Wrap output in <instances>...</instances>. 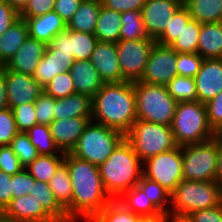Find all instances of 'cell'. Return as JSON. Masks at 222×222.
<instances>
[{"mask_svg": "<svg viewBox=\"0 0 222 222\" xmlns=\"http://www.w3.org/2000/svg\"><path fill=\"white\" fill-rule=\"evenodd\" d=\"M101 4V0H83L67 22V29L94 34Z\"/></svg>", "mask_w": 222, "mask_h": 222, "instance_id": "cell-26", "label": "cell"}, {"mask_svg": "<svg viewBox=\"0 0 222 222\" xmlns=\"http://www.w3.org/2000/svg\"><path fill=\"white\" fill-rule=\"evenodd\" d=\"M12 176L0 170V213L12 200Z\"/></svg>", "mask_w": 222, "mask_h": 222, "instance_id": "cell-55", "label": "cell"}, {"mask_svg": "<svg viewBox=\"0 0 222 222\" xmlns=\"http://www.w3.org/2000/svg\"><path fill=\"white\" fill-rule=\"evenodd\" d=\"M170 213L160 211L154 215L140 216L138 222H167Z\"/></svg>", "mask_w": 222, "mask_h": 222, "instance_id": "cell-58", "label": "cell"}, {"mask_svg": "<svg viewBox=\"0 0 222 222\" xmlns=\"http://www.w3.org/2000/svg\"><path fill=\"white\" fill-rule=\"evenodd\" d=\"M197 101L207 103L222 91V58L204 59L194 77Z\"/></svg>", "mask_w": 222, "mask_h": 222, "instance_id": "cell-16", "label": "cell"}, {"mask_svg": "<svg viewBox=\"0 0 222 222\" xmlns=\"http://www.w3.org/2000/svg\"><path fill=\"white\" fill-rule=\"evenodd\" d=\"M177 52L170 46L155 43L139 81L166 86L177 76Z\"/></svg>", "mask_w": 222, "mask_h": 222, "instance_id": "cell-12", "label": "cell"}, {"mask_svg": "<svg viewBox=\"0 0 222 222\" xmlns=\"http://www.w3.org/2000/svg\"><path fill=\"white\" fill-rule=\"evenodd\" d=\"M203 60L198 53H177V75L194 78Z\"/></svg>", "mask_w": 222, "mask_h": 222, "instance_id": "cell-43", "label": "cell"}, {"mask_svg": "<svg viewBox=\"0 0 222 222\" xmlns=\"http://www.w3.org/2000/svg\"><path fill=\"white\" fill-rule=\"evenodd\" d=\"M0 222H10L9 220L3 218L1 215H0Z\"/></svg>", "mask_w": 222, "mask_h": 222, "instance_id": "cell-63", "label": "cell"}, {"mask_svg": "<svg viewBox=\"0 0 222 222\" xmlns=\"http://www.w3.org/2000/svg\"><path fill=\"white\" fill-rule=\"evenodd\" d=\"M167 222H190L186 217L170 215Z\"/></svg>", "mask_w": 222, "mask_h": 222, "instance_id": "cell-61", "label": "cell"}, {"mask_svg": "<svg viewBox=\"0 0 222 222\" xmlns=\"http://www.w3.org/2000/svg\"><path fill=\"white\" fill-rule=\"evenodd\" d=\"M58 203L66 210L72 204V183L67 165L63 162L49 181Z\"/></svg>", "mask_w": 222, "mask_h": 222, "instance_id": "cell-31", "label": "cell"}, {"mask_svg": "<svg viewBox=\"0 0 222 222\" xmlns=\"http://www.w3.org/2000/svg\"><path fill=\"white\" fill-rule=\"evenodd\" d=\"M182 166V146L177 145L143 161L142 172L145 178L158 182L172 193L183 180Z\"/></svg>", "mask_w": 222, "mask_h": 222, "instance_id": "cell-10", "label": "cell"}, {"mask_svg": "<svg viewBox=\"0 0 222 222\" xmlns=\"http://www.w3.org/2000/svg\"><path fill=\"white\" fill-rule=\"evenodd\" d=\"M19 13L24 9L29 0H6Z\"/></svg>", "mask_w": 222, "mask_h": 222, "instance_id": "cell-60", "label": "cell"}, {"mask_svg": "<svg viewBox=\"0 0 222 222\" xmlns=\"http://www.w3.org/2000/svg\"><path fill=\"white\" fill-rule=\"evenodd\" d=\"M8 108L34 103L43 92V87L34 76L8 70L5 67Z\"/></svg>", "mask_w": 222, "mask_h": 222, "instance_id": "cell-14", "label": "cell"}, {"mask_svg": "<svg viewBox=\"0 0 222 222\" xmlns=\"http://www.w3.org/2000/svg\"><path fill=\"white\" fill-rule=\"evenodd\" d=\"M171 130L178 146L202 143L215 137L206 105L199 101L177 102Z\"/></svg>", "mask_w": 222, "mask_h": 222, "instance_id": "cell-4", "label": "cell"}, {"mask_svg": "<svg viewBox=\"0 0 222 222\" xmlns=\"http://www.w3.org/2000/svg\"><path fill=\"white\" fill-rule=\"evenodd\" d=\"M49 45L57 52L63 54H70L69 47V29L61 31L52 38Z\"/></svg>", "mask_w": 222, "mask_h": 222, "instance_id": "cell-56", "label": "cell"}, {"mask_svg": "<svg viewBox=\"0 0 222 222\" xmlns=\"http://www.w3.org/2000/svg\"><path fill=\"white\" fill-rule=\"evenodd\" d=\"M120 41L151 39L144 26L141 11H127L121 13Z\"/></svg>", "mask_w": 222, "mask_h": 222, "instance_id": "cell-34", "label": "cell"}, {"mask_svg": "<svg viewBox=\"0 0 222 222\" xmlns=\"http://www.w3.org/2000/svg\"><path fill=\"white\" fill-rule=\"evenodd\" d=\"M56 0H29L20 12V18H34L54 11Z\"/></svg>", "mask_w": 222, "mask_h": 222, "instance_id": "cell-49", "label": "cell"}, {"mask_svg": "<svg viewBox=\"0 0 222 222\" xmlns=\"http://www.w3.org/2000/svg\"><path fill=\"white\" fill-rule=\"evenodd\" d=\"M29 37L28 26L19 18L0 36V67L5 66Z\"/></svg>", "mask_w": 222, "mask_h": 222, "instance_id": "cell-24", "label": "cell"}, {"mask_svg": "<svg viewBox=\"0 0 222 222\" xmlns=\"http://www.w3.org/2000/svg\"><path fill=\"white\" fill-rule=\"evenodd\" d=\"M11 110L19 132H27L34 125L38 124L34 103L16 106Z\"/></svg>", "mask_w": 222, "mask_h": 222, "instance_id": "cell-44", "label": "cell"}, {"mask_svg": "<svg viewBox=\"0 0 222 222\" xmlns=\"http://www.w3.org/2000/svg\"><path fill=\"white\" fill-rule=\"evenodd\" d=\"M43 91L51 95L54 99L65 98L76 93L69 71L56 75L43 87Z\"/></svg>", "mask_w": 222, "mask_h": 222, "instance_id": "cell-42", "label": "cell"}, {"mask_svg": "<svg viewBox=\"0 0 222 222\" xmlns=\"http://www.w3.org/2000/svg\"><path fill=\"white\" fill-rule=\"evenodd\" d=\"M5 66L0 67V110L8 108Z\"/></svg>", "mask_w": 222, "mask_h": 222, "instance_id": "cell-57", "label": "cell"}, {"mask_svg": "<svg viewBox=\"0 0 222 222\" xmlns=\"http://www.w3.org/2000/svg\"><path fill=\"white\" fill-rule=\"evenodd\" d=\"M138 186L160 211L169 213L171 193L168 190L158 182L145 178L143 175Z\"/></svg>", "mask_w": 222, "mask_h": 222, "instance_id": "cell-40", "label": "cell"}, {"mask_svg": "<svg viewBox=\"0 0 222 222\" xmlns=\"http://www.w3.org/2000/svg\"><path fill=\"white\" fill-rule=\"evenodd\" d=\"M28 26L29 37L42 41L47 45L61 31L67 29V22L55 11L34 18H22Z\"/></svg>", "mask_w": 222, "mask_h": 222, "instance_id": "cell-22", "label": "cell"}, {"mask_svg": "<svg viewBox=\"0 0 222 222\" xmlns=\"http://www.w3.org/2000/svg\"><path fill=\"white\" fill-rule=\"evenodd\" d=\"M26 133L39 155L65 154L56 146L49 125L36 124Z\"/></svg>", "mask_w": 222, "mask_h": 222, "instance_id": "cell-36", "label": "cell"}, {"mask_svg": "<svg viewBox=\"0 0 222 222\" xmlns=\"http://www.w3.org/2000/svg\"><path fill=\"white\" fill-rule=\"evenodd\" d=\"M124 138L121 131L91 120L70 153L99 167Z\"/></svg>", "mask_w": 222, "mask_h": 222, "instance_id": "cell-7", "label": "cell"}, {"mask_svg": "<svg viewBox=\"0 0 222 222\" xmlns=\"http://www.w3.org/2000/svg\"><path fill=\"white\" fill-rule=\"evenodd\" d=\"M139 217L118 199H112L90 222H138Z\"/></svg>", "mask_w": 222, "mask_h": 222, "instance_id": "cell-35", "label": "cell"}, {"mask_svg": "<svg viewBox=\"0 0 222 222\" xmlns=\"http://www.w3.org/2000/svg\"><path fill=\"white\" fill-rule=\"evenodd\" d=\"M23 168L19 158L9 145L0 146V170L12 176L19 173Z\"/></svg>", "mask_w": 222, "mask_h": 222, "instance_id": "cell-48", "label": "cell"}, {"mask_svg": "<svg viewBox=\"0 0 222 222\" xmlns=\"http://www.w3.org/2000/svg\"><path fill=\"white\" fill-rule=\"evenodd\" d=\"M191 19L192 17L190 16L189 11L184 5H182L170 19L163 34L155 42L160 45L170 46L178 39Z\"/></svg>", "mask_w": 222, "mask_h": 222, "instance_id": "cell-37", "label": "cell"}, {"mask_svg": "<svg viewBox=\"0 0 222 222\" xmlns=\"http://www.w3.org/2000/svg\"><path fill=\"white\" fill-rule=\"evenodd\" d=\"M18 132L12 110L10 108L0 110V146L10 145Z\"/></svg>", "mask_w": 222, "mask_h": 222, "instance_id": "cell-45", "label": "cell"}, {"mask_svg": "<svg viewBox=\"0 0 222 222\" xmlns=\"http://www.w3.org/2000/svg\"><path fill=\"white\" fill-rule=\"evenodd\" d=\"M20 18V13L6 0H0V36Z\"/></svg>", "mask_w": 222, "mask_h": 222, "instance_id": "cell-53", "label": "cell"}, {"mask_svg": "<svg viewBox=\"0 0 222 222\" xmlns=\"http://www.w3.org/2000/svg\"><path fill=\"white\" fill-rule=\"evenodd\" d=\"M43 208L57 221L68 222L66 210L58 203L54 193L49 187V183L40 182L35 180L32 192H30Z\"/></svg>", "mask_w": 222, "mask_h": 222, "instance_id": "cell-29", "label": "cell"}, {"mask_svg": "<svg viewBox=\"0 0 222 222\" xmlns=\"http://www.w3.org/2000/svg\"><path fill=\"white\" fill-rule=\"evenodd\" d=\"M65 154L38 155L26 168L40 182L49 183L58 167L64 162Z\"/></svg>", "mask_w": 222, "mask_h": 222, "instance_id": "cell-30", "label": "cell"}, {"mask_svg": "<svg viewBox=\"0 0 222 222\" xmlns=\"http://www.w3.org/2000/svg\"><path fill=\"white\" fill-rule=\"evenodd\" d=\"M201 23L191 19L178 39L170 45L177 53H198Z\"/></svg>", "mask_w": 222, "mask_h": 222, "instance_id": "cell-39", "label": "cell"}, {"mask_svg": "<svg viewBox=\"0 0 222 222\" xmlns=\"http://www.w3.org/2000/svg\"><path fill=\"white\" fill-rule=\"evenodd\" d=\"M9 146L19 158V162L24 168L39 155L26 132H18Z\"/></svg>", "mask_w": 222, "mask_h": 222, "instance_id": "cell-41", "label": "cell"}, {"mask_svg": "<svg viewBox=\"0 0 222 222\" xmlns=\"http://www.w3.org/2000/svg\"><path fill=\"white\" fill-rule=\"evenodd\" d=\"M155 43L153 39L123 40L116 43L122 82L140 80Z\"/></svg>", "mask_w": 222, "mask_h": 222, "instance_id": "cell-11", "label": "cell"}, {"mask_svg": "<svg viewBox=\"0 0 222 222\" xmlns=\"http://www.w3.org/2000/svg\"><path fill=\"white\" fill-rule=\"evenodd\" d=\"M46 48V43L28 37L5 67L11 71L33 76Z\"/></svg>", "mask_w": 222, "mask_h": 222, "instance_id": "cell-19", "label": "cell"}, {"mask_svg": "<svg viewBox=\"0 0 222 222\" xmlns=\"http://www.w3.org/2000/svg\"><path fill=\"white\" fill-rule=\"evenodd\" d=\"M186 218L190 222H222V203L213 208L190 213Z\"/></svg>", "mask_w": 222, "mask_h": 222, "instance_id": "cell-51", "label": "cell"}, {"mask_svg": "<svg viewBox=\"0 0 222 222\" xmlns=\"http://www.w3.org/2000/svg\"><path fill=\"white\" fill-rule=\"evenodd\" d=\"M182 5L183 0H146L141 13L148 36L156 41Z\"/></svg>", "mask_w": 222, "mask_h": 222, "instance_id": "cell-13", "label": "cell"}, {"mask_svg": "<svg viewBox=\"0 0 222 222\" xmlns=\"http://www.w3.org/2000/svg\"><path fill=\"white\" fill-rule=\"evenodd\" d=\"M216 182L222 187V145L218 141V157L216 167Z\"/></svg>", "mask_w": 222, "mask_h": 222, "instance_id": "cell-59", "label": "cell"}, {"mask_svg": "<svg viewBox=\"0 0 222 222\" xmlns=\"http://www.w3.org/2000/svg\"><path fill=\"white\" fill-rule=\"evenodd\" d=\"M183 180L216 181L218 139L182 146Z\"/></svg>", "mask_w": 222, "mask_h": 222, "instance_id": "cell-9", "label": "cell"}, {"mask_svg": "<svg viewBox=\"0 0 222 222\" xmlns=\"http://www.w3.org/2000/svg\"><path fill=\"white\" fill-rule=\"evenodd\" d=\"M90 61L104 83L122 82L116 43L98 41Z\"/></svg>", "mask_w": 222, "mask_h": 222, "instance_id": "cell-17", "label": "cell"}, {"mask_svg": "<svg viewBox=\"0 0 222 222\" xmlns=\"http://www.w3.org/2000/svg\"><path fill=\"white\" fill-rule=\"evenodd\" d=\"M134 152L143 162L176 147L171 126L137 119L125 134Z\"/></svg>", "mask_w": 222, "mask_h": 222, "instance_id": "cell-8", "label": "cell"}, {"mask_svg": "<svg viewBox=\"0 0 222 222\" xmlns=\"http://www.w3.org/2000/svg\"><path fill=\"white\" fill-rule=\"evenodd\" d=\"M53 120L73 117L92 118V98L75 93L65 98L55 99Z\"/></svg>", "mask_w": 222, "mask_h": 222, "instance_id": "cell-23", "label": "cell"}, {"mask_svg": "<svg viewBox=\"0 0 222 222\" xmlns=\"http://www.w3.org/2000/svg\"><path fill=\"white\" fill-rule=\"evenodd\" d=\"M72 54L57 53L49 44L34 72V79L46 86L56 75L69 71L74 63Z\"/></svg>", "mask_w": 222, "mask_h": 222, "instance_id": "cell-20", "label": "cell"}, {"mask_svg": "<svg viewBox=\"0 0 222 222\" xmlns=\"http://www.w3.org/2000/svg\"><path fill=\"white\" fill-rule=\"evenodd\" d=\"M222 203V187L216 181L182 180L171 193L169 213L187 217L198 210L209 209Z\"/></svg>", "mask_w": 222, "mask_h": 222, "instance_id": "cell-5", "label": "cell"}, {"mask_svg": "<svg viewBox=\"0 0 222 222\" xmlns=\"http://www.w3.org/2000/svg\"><path fill=\"white\" fill-rule=\"evenodd\" d=\"M215 132H222V125Z\"/></svg>", "mask_w": 222, "mask_h": 222, "instance_id": "cell-64", "label": "cell"}, {"mask_svg": "<svg viewBox=\"0 0 222 222\" xmlns=\"http://www.w3.org/2000/svg\"><path fill=\"white\" fill-rule=\"evenodd\" d=\"M64 163L72 183V204L66 209L68 222H90L111 200L99 167L65 153Z\"/></svg>", "mask_w": 222, "mask_h": 222, "instance_id": "cell-1", "label": "cell"}, {"mask_svg": "<svg viewBox=\"0 0 222 222\" xmlns=\"http://www.w3.org/2000/svg\"><path fill=\"white\" fill-rule=\"evenodd\" d=\"M83 0H56L54 4V11L60 17L68 22L74 13L78 10Z\"/></svg>", "mask_w": 222, "mask_h": 222, "instance_id": "cell-54", "label": "cell"}, {"mask_svg": "<svg viewBox=\"0 0 222 222\" xmlns=\"http://www.w3.org/2000/svg\"><path fill=\"white\" fill-rule=\"evenodd\" d=\"M102 5L116 12L141 11L146 0H101Z\"/></svg>", "mask_w": 222, "mask_h": 222, "instance_id": "cell-52", "label": "cell"}, {"mask_svg": "<svg viewBox=\"0 0 222 222\" xmlns=\"http://www.w3.org/2000/svg\"><path fill=\"white\" fill-rule=\"evenodd\" d=\"M205 105L209 125L216 131L222 125V91Z\"/></svg>", "mask_w": 222, "mask_h": 222, "instance_id": "cell-50", "label": "cell"}, {"mask_svg": "<svg viewBox=\"0 0 222 222\" xmlns=\"http://www.w3.org/2000/svg\"><path fill=\"white\" fill-rule=\"evenodd\" d=\"M183 5L198 23L222 22V0H183Z\"/></svg>", "mask_w": 222, "mask_h": 222, "instance_id": "cell-28", "label": "cell"}, {"mask_svg": "<svg viewBox=\"0 0 222 222\" xmlns=\"http://www.w3.org/2000/svg\"><path fill=\"white\" fill-rule=\"evenodd\" d=\"M169 95L176 102L197 101V89L192 77L175 76L167 85Z\"/></svg>", "mask_w": 222, "mask_h": 222, "instance_id": "cell-38", "label": "cell"}, {"mask_svg": "<svg viewBox=\"0 0 222 222\" xmlns=\"http://www.w3.org/2000/svg\"><path fill=\"white\" fill-rule=\"evenodd\" d=\"M137 120L134 83H105L92 97V121L121 131L124 135Z\"/></svg>", "mask_w": 222, "mask_h": 222, "instance_id": "cell-2", "label": "cell"}, {"mask_svg": "<svg viewBox=\"0 0 222 222\" xmlns=\"http://www.w3.org/2000/svg\"><path fill=\"white\" fill-rule=\"evenodd\" d=\"M143 162L124 138L99 166L104 187L112 199H119L126 191L137 186L143 175Z\"/></svg>", "mask_w": 222, "mask_h": 222, "instance_id": "cell-3", "label": "cell"}, {"mask_svg": "<svg viewBox=\"0 0 222 222\" xmlns=\"http://www.w3.org/2000/svg\"><path fill=\"white\" fill-rule=\"evenodd\" d=\"M215 138H217L222 145V132H215Z\"/></svg>", "mask_w": 222, "mask_h": 222, "instance_id": "cell-62", "label": "cell"}, {"mask_svg": "<svg viewBox=\"0 0 222 222\" xmlns=\"http://www.w3.org/2000/svg\"><path fill=\"white\" fill-rule=\"evenodd\" d=\"M91 120L92 118L78 117L53 120L49 129L59 150L64 153L71 152Z\"/></svg>", "mask_w": 222, "mask_h": 222, "instance_id": "cell-18", "label": "cell"}, {"mask_svg": "<svg viewBox=\"0 0 222 222\" xmlns=\"http://www.w3.org/2000/svg\"><path fill=\"white\" fill-rule=\"evenodd\" d=\"M198 54L203 59L222 58V22L201 24Z\"/></svg>", "mask_w": 222, "mask_h": 222, "instance_id": "cell-25", "label": "cell"}, {"mask_svg": "<svg viewBox=\"0 0 222 222\" xmlns=\"http://www.w3.org/2000/svg\"><path fill=\"white\" fill-rule=\"evenodd\" d=\"M0 215L10 222H57L31 194L12 198Z\"/></svg>", "mask_w": 222, "mask_h": 222, "instance_id": "cell-15", "label": "cell"}, {"mask_svg": "<svg viewBox=\"0 0 222 222\" xmlns=\"http://www.w3.org/2000/svg\"><path fill=\"white\" fill-rule=\"evenodd\" d=\"M35 184V179L23 168L19 173L12 175V198H19L23 195L30 194Z\"/></svg>", "mask_w": 222, "mask_h": 222, "instance_id": "cell-47", "label": "cell"}, {"mask_svg": "<svg viewBox=\"0 0 222 222\" xmlns=\"http://www.w3.org/2000/svg\"><path fill=\"white\" fill-rule=\"evenodd\" d=\"M34 105L38 124L49 125L53 121L55 99L43 91Z\"/></svg>", "mask_w": 222, "mask_h": 222, "instance_id": "cell-46", "label": "cell"}, {"mask_svg": "<svg viewBox=\"0 0 222 222\" xmlns=\"http://www.w3.org/2000/svg\"><path fill=\"white\" fill-rule=\"evenodd\" d=\"M76 93L91 98L104 86V81L90 60L74 61L69 70Z\"/></svg>", "mask_w": 222, "mask_h": 222, "instance_id": "cell-21", "label": "cell"}, {"mask_svg": "<svg viewBox=\"0 0 222 222\" xmlns=\"http://www.w3.org/2000/svg\"><path fill=\"white\" fill-rule=\"evenodd\" d=\"M118 200L134 214L140 216L154 215L160 212L138 185L126 191Z\"/></svg>", "mask_w": 222, "mask_h": 222, "instance_id": "cell-32", "label": "cell"}, {"mask_svg": "<svg viewBox=\"0 0 222 222\" xmlns=\"http://www.w3.org/2000/svg\"><path fill=\"white\" fill-rule=\"evenodd\" d=\"M97 42L94 34L69 30L70 54L75 61L90 60Z\"/></svg>", "mask_w": 222, "mask_h": 222, "instance_id": "cell-33", "label": "cell"}, {"mask_svg": "<svg viewBox=\"0 0 222 222\" xmlns=\"http://www.w3.org/2000/svg\"><path fill=\"white\" fill-rule=\"evenodd\" d=\"M133 83L137 119L171 126L177 102L169 95L167 87L139 80Z\"/></svg>", "mask_w": 222, "mask_h": 222, "instance_id": "cell-6", "label": "cell"}, {"mask_svg": "<svg viewBox=\"0 0 222 222\" xmlns=\"http://www.w3.org/2000/svg\"><path fill=\"white\" fill-rule=\"evenodd\" d=\"M121 13L108 9L101 4L94 35L100 42L120 41Z\"/></svg>", "mask_w": 222, "mask_h": 222, "instance_id": "cell-27", "label": "cell"}]
</instances>
